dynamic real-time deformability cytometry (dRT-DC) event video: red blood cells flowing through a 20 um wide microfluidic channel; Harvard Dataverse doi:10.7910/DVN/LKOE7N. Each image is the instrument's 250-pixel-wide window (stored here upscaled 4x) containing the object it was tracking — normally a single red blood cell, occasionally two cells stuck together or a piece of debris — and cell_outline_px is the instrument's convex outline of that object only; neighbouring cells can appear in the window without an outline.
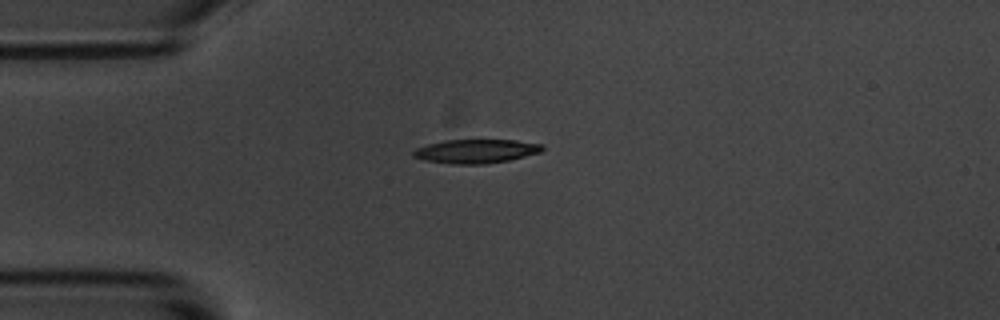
{"species": "common noctule bat (a hibernating species)", "species_latin": "Nyctalus noctula", "temperature_condition": "room temperature", "stored_images_in_passage": 47, "camera_frame_rate_fps": 3000, "um_per_image_px": 0.085, "animal": {"sex": "male", "body_mass_g": 20.1, "forearm_length_mm": 53.5}, "frame": {"image": 1, "passage_image": 6, "time_ms": 1.667, "image_size_px": [1000, 320], "cell_outline_px": [[544, 148], [540, 152], [508, 160], [484, 164], [452, 164], [424, 160], [412, 156], [412, 152], [416, 148], [428, 144], [444, 140], [516, 140], [544, 144]], "centroid_in_image_um": [40.45, 12.85], "position_along_channel_um": 44.6, "area_um2": 17.92}}
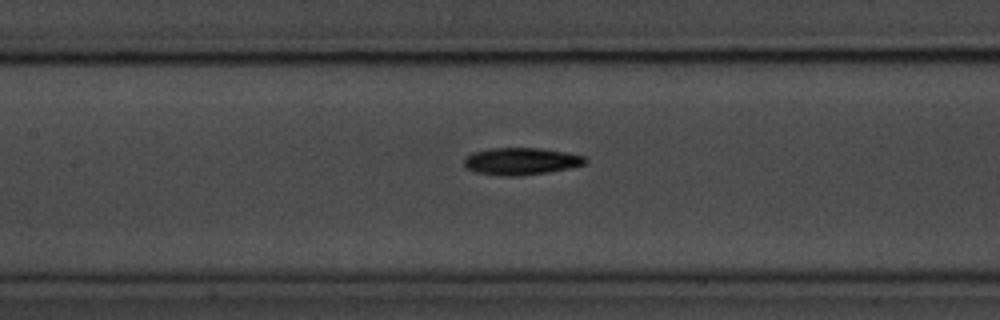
{"frame": {"image": 2, "passage_image": 17, "time_ms": 5.333, "image_size_px": [1000, 320], "cell_outline_px": [[588, 160], [584, 164], [568, 168], [548, 172], [520, 176], [500, 176], [476, 172], [468, 168], [464, 164], [464, 156], [472, 152], [492, 148], [540, 148], [568, 152], [584, 156]], "centroid_in_image_um": [44.28, 13.7], "position_along_channel_um": 163.1, "area_um2": 19.25}}
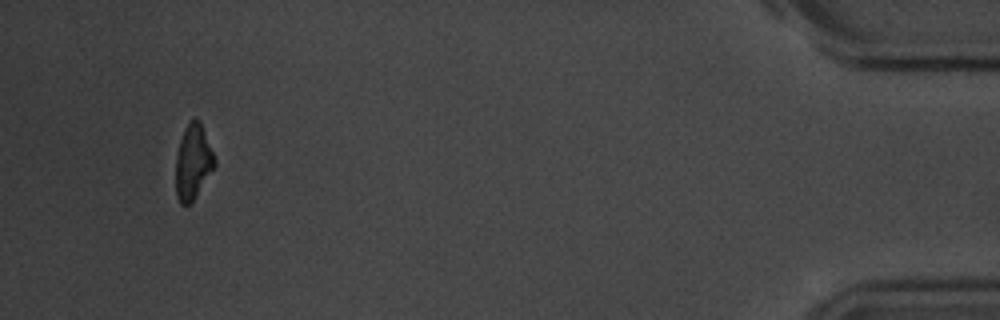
{"frame": {"image": 3, "passage_image": 44, "time_ms": 14.333, "image_size_px": [1000, 320], "cell_outline_px": [[216, 168], [192, 200], [188, 204], [180, 204], [176, 196], [176, 156], [180, 140], [184, 128], [196, 116], [200, 120], [216, 160]], "centroid_in_image_um": [16.42, 13.75], "position_along_channel_um": 418.8, "area_um2": 16.99}, "authors_computed_cell_mechanics": {"area_um2": 18.1492, "velocity_mm_per_s": 3.6734, "shape_relaxation_time_tau1_ms": 2.3039, "shape_relaxation_time_tau2_ms": null, "deformation_change_tau1": 0.1604, "deformation_change_tau2": null}}